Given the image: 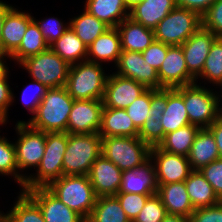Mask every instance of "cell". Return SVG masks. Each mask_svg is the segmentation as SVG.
Listing matches in <instances>:
<instances>
[{
  "mask_svg": "<svg viewBox=\"0 0 222 222\" xmlns=\"http://www.w3.org/2000/svg\"><path fill=\"white\" fill-rule=\"evenodd\" d=\"M176 6L195 11L201 16L214 4L217 0H175Z\"/></svg>",
  "mask_w": 222,
  "mask_h": 222,
  "instance_id": "cell-49",
  "label": "cell"
},
{
  "mask_svg": "<svg viewBox=\"0 0 222 222\" xmlns=\"http://www.w3.org/2000/svg\"><path fill=\"white\" fill-rule=\"evenodd\" d=\"M7 55L1 54L0 53V78L9 70L5 65L6 61H4V58H6Z\"/></svg>",
  "mask_w": 222,
  "mask_h": 222,
  "instance_id": "cell-53",
  "label": "cell"
},
{
  "mask_svg": "<svg viewBox=\"0 0 222 222\" xmlns=\"http://www.w3.org/2000/svg\"><path fill=\"white\" fill-rule=\"evenodd\" d=\"M103 107L102 100H74L68 119L67 133H99Z\"/></svg>",
  "mask_w": 222,
  "mask_h": 222,
  "instance_id": "cell-12",
  "label": "cell"
},
{
  "mask_svg": "<svg viewBox=\"0 0 222 222\" xmlns=\"http://www.w3.org/2000/svg\"><path fill=\"white\" fill-rule=\"evenodd\" d=\"M218 86H221L222 87V81L218 84ZM222 94V93H221Z\"/></svg>",
  "mask_w": 222,
  "mask_h": 222,
  "instance_id": "cell-55",
  "label": "cell"
},
{
  "mask_svg": "<svg viewBox=\"0 0 222 222\" xmlns=\"http://www.w3.org/2000/svg\"><path fill=\"white\" fill-rule=\"evenodd\" d=\"M200 128L188 124L165 135L158 147L168 153L188 157L195 136Z\"/></svg>",
  "mask_w": 222,
  "mask_h": 222,
  "instance_id": "cell-31",
  "label": "cell"
},
{
  "mask_svg": "<svg viewBox=\"0 0 222 222\" xmlns=\"http://www.w3.org/2000/svg\"><path fill=\"white\" fill-rule=\"evenodd\" d=\"M67 132L46 133V144L43 158L35 174L29 175L22 190L36 187H47L52 181L63 176V157L67 148Z\"/></svg>",
  "mask_w": 222,
  "mask_h": 222,
  "instance_id": "cell-3",
  "label": "cell"
},
{
  "mask_svg": "<svg viewBox=\"0 0 222 222\" xmlns=\"http://www.w3.org/2000/svg\"><path fill=\"white\" fill-rule=\"evenodd\" d=\"M198 77L216 86L222 81V38H217L211 45L204 68Z\"/></svg>",
  "mask_w": 222,
  "mask_h": 222,
  "instance_id": "cell-39",
  "label": "cell"
},
{
  "mask_svg": "<svg viewBox=\"0 0 222 222\" xmlns=\"http://www.w3.org/2000/svg\"><path fill=\"white\" fill-rule=\"evenodd\" d=\"M162 222H191V221L190 218L188 217L167 214L162 220Z\"/></svg>",
  "mask_w": 222,
  "mask_h": 222,
  "instance_id": "cell-52",
  "label": "cell"
},
{
  "mask_svg": "<svg viewBox=\"0 0 222 222\" xmlns=\"http://www.w3.org/2000/svg\"><path fill=\"white\" fill-rule=\"evenodd\" d=\"M84 6V10L109 27H117L130 14L123 0H86Z\"/></svg>",
  "mask_w": 222,
  "mask_h": 222,
  "instance_id": "cell-28",
  "label": "cell"
},
{
  "mask_svg": "<svg viewBox=\"0 0 222 222\" xmlns=\"http://www.w3.org/2000/svg\"><path fill=\"white\" fill-rule=\"evenodd\" d=\"M217 38L211 31L201 27L181 45L188 72L196 79L195 83L204 68L211 45Z\"/></svg>",
  "mask_w": 222,
  "mask_h": 222,
  "instance_id": "cell-18",
  "label": "cell"
},
{
  "mask_svg": "<svg viewBox=\"0 0 222 222\" xmlns=\"http://www.w3.org/2000/svg\"><path fill=\"white\" fill-rule=\"evenodd\" d=\"M127 8L130 10L137 3H140L142 0H123Z\"/></svg>",
  "mask_w": 222,
  "mask_h": 222,
  "instance_id": "cell-54",
  "label": "cell"
},
{
  "mask_svg": "<svg viewBox=\"0 0 222 222\" xmlns=\"http://www.w3.org/2000/svg\"><path fill=\"white\" fill-rule=\"evenodd\" d=\"M31 83L27 85V87H25V89L21 94L22 96L21 98L24 106H26L29 112L32 113V115H34L36 113L37 107L39 106L42 98L46 94L48 88L45 85L35 80H33ZM29 94L32 95L30 96Z\"/></svg>",
  "mask_w": 222,
  "mask_h": 222,
  "instance_id": "cell-44",
  "label": "cell"
},
{
  "mask_svg": "<svg viewBox=\"0 0 222 222\" xmlns=\"http://www.w3.org/2000/svg\"><path fill=\"white\" fill-rule=\"evenodd\" d=\"M222 201V158L212 161L199 170Z\"/></svg>",
  "mask_w": 222,
  "mask_h": 222,
  "instance_id": "cell-45",
  "label": "cell"
},
{
  "mask_svg": "<svg viewBox=\"0 0 222 222\" xmlns=\"http://www.w3.org/2000/svg\"><path fill=\"white\" fill-rule=\"evenodd\" d=\"M14 143L0 136V175H11L23 188L28 175L18 173Z\"/></svg>",
  "mask_w": 222,
  "mask_h": 222,
  "instance_id": "cell-38",
  "label": "cell"
},
{
  "mask_svg": "<svg viewBox=\"0 0 222 222\" xmlns=\"http://www.w3.org/2000/svg\"><path fill=\"white\" fill-rule=\"evenodd\" d=\"M117 29L123 51L143 52L155 40L153 29L144 27L129 17L124 19Z\"/></svg>",
  "mask_w": 222,
  "mask_h": 222,
  "instance_id": "cell-26",
  "label": "cell"
},
{
  "mask_svg": "<svg viewBox=\"0 0 222 222\" xmlns=\"http://www.w3.org/2000/svg\"><path fill=\"white\" fill-rule=\"evenodd\" d=\"M22 191L39 206L45 222H86L76 211L64 205L47 187Z\"/></svg>",
  "mask_w": 222,
  "mask_h": 222,
  "instance_id": "cell-16",
  "label": "cell"
},
{
  "mask_svg": "<svg viewBox=\"0 0 222 222\" xmlns=\"http://www.w3.org/2000/svg\"><path fill=\"white\" fill-rule=\"evenodd\" d=\"M17 197L10 211L0 214L3 222H45L41 209L25 192Z\"/></svg>",
  "mask_w": 222,
  "mask_h": 222,
  "instance_id": "cell-32",
  "label": "cell"
},
{
  "mask_svg": "<svg viewBox=\"0 0 222 222\" xmlns=\"http://www.w3.org/2000/svg\"><path fill=\"white\" fill-rule=\"evenodd\" d=\"M13 8L12 5H9L3 1H0V53L2 54V28L3 23L6 17V14Z\"/></svg>",
  "mask_w": 222,
  "mask_h": 222,
  "instance_id": "cell-51",
  "label": "cell"
},
{
  "mask_svg": "<svg viewBox=\"0 0 222 222\" xmlns=\"http://www.w3.org/2000/svg\"><path fill=\"white\" fill-rule=\"evenodd\" d=\"M170 46L171 45L154 40V42L142 52V56L148 64L158 71Z\"/></svg>",
  "mask_w": 222,
  "mask_h": 222,
  "instance_id": "cell-46",
  "label": "cell"
},
{
  "mask_svg": "<svg viewBox=\"0 0 222 222\" xmlns=\"http://www.w3.org/2000/svg\"><path fill=\"white\" fill-rule=\"evenodd\" d=\"M121 52L119 31L117 27H110L87 47L86 60L99 64L112 61L116 66Z\"/></svg>",
  "mask_w": 222,
  "mask_h": 222,
  "instance_id": "cell-22",
  "label": "cell"
},
{
  "mask_svg": "<svg viewBox=\"0 0 222 222\" xmlns=\"http://www.w3.org/2000/svg\"><path fill=\"white\" fill-rule=\"evenodd\" d=\"M102 64L83 61L72 64L65 88L74 100H102L108 75Z\"/></svg>",
  "mask_w": 222,
  "mask_h": 222,
  "instance_id": "cell-4",
  "label": "cell"
},
{
  "mask_svg": "<svg viewBox=\"0 0 222 222\" xmlns=\"http://www.w3.org/2000/svg\"><path fill=\"white\" fill-rule=\"evenodd\" d=\"M157 192L155 166L150 158L141 166L122 171V181L118 193L154 195Z\"/></svg>",
  "mask_w": 222,
  "mask_h": 222,
  "instance_id": "cell-20",
  "label": "cell"
},
{
  "mask_svg": "<svg viewBox=\"0 0 222 222\" xmlns=\"http://www.w3.org/2000/svg\"><path fill=\"white\" fill-rule=\"evenodd\" d=\"M184 182L194 209L214 206L221 202L210 183L199 170H192Z\"/></svg>",
  "mask_w": 222,
  "mask_h": 222,
  "instance_id": "cell-29",
  "label": "cell"
},
{
  "mask_svg": "<svg viewBox=\"0 0 222 222\" xmlns=\"http://www.w3.org/2000/svg\"><path fill=\"white\" fill-rule=\"evenodd\" d=\"M47 188L67 207L87 220L95 206L97 196L88 175H63Z\"/></svg>",
  "mask_w": 222,
  "mask_h": 222,
  "instance_id": "cell-2",
  "label": "cell"
},
{
  "mask_svg": "<svg viewBox=\"0 0 222 222\" xmlns=\"http://www.w3.org/2000/svg\"><path fill=\"white\" fill-rule=\"evenodd\" d=\"M19 65L27 70L33 80L47 88L65 87L71 66L50 48L22 60Z\"/></svg>",
  "mask_w": 222,
  "mask_h": 222,
  "instance_id": "cell-9",
  "label": "cell"
},
{
  "mask_svg": "<svg viewBox=\"0 0 222 222\" xmlns=\"http://www.w3.org/2000/svg\"><path fill=\"white\" fill-rule=\"evenodd\" d=\"M33 20L38 25L43 37L46 40V43L50 46L53 42L58 40L64 32L69 27V24L67 25L64 22H61L58 18H50L49 19H43L42 21H36V19L33 17ZM64 23V24H63Z\"/></svg>",
  "mask_w": 222,
  "mask_h": 222,
  "instance_id": "cell-42",
  "label": "cell"
},
{
  "mask_svg": "<svg viewBox=\"0 0 222 222\" xmlns=\"http://www.w3.org/2000/svg\"><path fill=\"white\" fill-rule=\"evenodd\" d=\"M167 215L166 209L158 194L151 195L141 212L133 222H162Z\"/></svg>",
  "mask_w": 222,
  "mask_h": 222,
  "instance_id": "cell-40",
  "label": "cell"
},
{
  "mask_svg": "<svg viewBox=\"0 0 222 222\" xmlns=\"http://www.w3.org/2000/svg\"><path fill=\"white\" fill-rule=\"evenodd\" d=\"M74 99L65 87L48 88L36 113L27 124L33 129L48 132H67L68 119Z\"/></svg>",
  "mask_w": 222,
  "mask_h": 222,
  "instance_id": "cell-1",
  "label": "cell"
},
{
  "mask_svg": "<svg viewBox=\"0 0 222 222\" xmlns=\"http://www.w3.org/2000/svg\"><path fill=\"white\" fill-rule=\"evenodd\" d=\"M157 194L160 196L167 214L190 218L195 210L184 181L158 185Z\"/></svg>",
  "mask_w": 222,
  "mask_h": 222,
  "instance_id": "cell-23",
  "label": "cell"
},
{
  "mask_svg": "<svg viewBox=\"0 0 222 222\" xmlns=\"http://www.w3.org/2000/svg\"><path fill=\"white\" fill-rule=\"evenodd\" d=\"M116 67V74L131 78L147 89L160 90L158 71L144 60L142 52L122 50Z\"/></svg>",
  "mask_w": 222,
  "mask_h": 222,
  "instance_id": "cell-14",
  "label": "cell"
},
{
  "mask_svg": "<svg viewBox=\"0 0 222 222\" xmlns=\"http://www.w3.org/2000/svg\"><path fill=\"white\" fill-rule=\"evenodd\" d=\"M102 137L93 134H69L63 157V175H87L101 155Z\"/></svg>",
  "mask_w": 222,
  "mask_h": 222,
  "instance_id": "cell-5",
  "label": "cell"
},
{
  "mask_svg": "<svg viewBox=\"0 0 222 222\" xmlns=\"http://www.w3.org/2000/svg\"><path fill=\"white\" fill-rule=\"evenodd\" d=\"M163 116L161 106L157 103L149 112L147 120L139 129L138 137L150 147L158 146L164 139L165 132L161 125V118Z\"/></svg>",
  "mask_w": 222,
  "mask_h": 222,
  "instance_id": "cell-37",
  "label": "cell"
},
{
  "mask_svg": "<svg viewBox=\"0 0 222 222\" xmlns=\"http://www.w3.org/2000/svg\"><path fill=\"white\" fill-rule=\"evenodd\" d=\"M15 127L19 135L14 143L18 170L37 168L45 152L46 133L33 129L25 121H18Z\"/></svg>",
  "mask_w": 222,
  "mask_h": 222,
  "instance_id": "cell-10",
  "label": "cell"
},
{
  "mask_svg": "<svg viewBox=\"0 0 222 222\" xmlns=\"http://www.w3.org/2000/svg\"><path fill=\"white\" fill-rule=\"evenodd\" d=\"M146 90L143 84L112 73L106 81L103 105L107 108L125 109Z\"/></svg>",
  "mask_w": 222,
  "mask_h": 222,
  "instance_id": "cell-15",
  "label": "cell"
},
{
  "mask_svg": "<svg viewBox=\"0 0 222 222\" xmlns=\"http://www.w3.org/2000/svg\"><path fill=\"white\" fill-rule=\"evenodd\" d=\"M208 129L212 132L217 145L219 157L222 158V112L218 119Z\"/></svg>",
  "mask_w": 222,
  "mask_h": 222,
  "instance_id": "cell-50",
  "label": "cell"
},
{
  "mask_svg": "<svg viewBox=\"0 0 222 222\" xmlns=\"http://www.w3.org/2000/svg\"><path fill=\"white\" fill-rule=\"evenodd\" d=\"M9 70L0 78V125L6 123L8 119V107L14 102V94L8 83Z\"/></svg>",
  "mask_w": 222,
  "mask_h": 222,
  "instance_id": "cell-47",
  "label": "cell"
},
{
  "mask_svg": "<svg viewBox=\"0 0 222 222\" xmlns=\"http://www.w3.org/2000/svg\"><path fill=\"white\" fill-rule=\"evenodd\" d=\"M49 48L70 65L86 61L87 58V46L70 27Z\"/></svg>",
  "mask_w": 222,
  "mask_h": 222,
  "instance_id": "cell-30",
  "label": "cell"
},
{
  "mask_svg": "<svg viewBox=\"0 0 222 222\" xmlns=\"http://www.w3.org/2000/svg\"><path fill=\"white\" fill-rule=\"evenodd\" d=\"M151 147L139 137H102L101 154L121 171L141 166L150 158Z\"/></svg>",
  "mask_w": 222,
  "mask_h": 222,
  "instance_id": "cell-7",
  "label": "cell"
},
{
  "mask_svg": "<svg viewBox=\"0 0 222 222\" xmlns=\"http://www.w3.org/2000/svg\"><path fill=\"white\" fill-rule=\"evenodd\" d=\"M202 27V16L192 10L175 7L153 29L155 40L168 45H182Z\"/></svg>",
  "mask_w": 222,
  "mask_h": 222,
  "instance_id": "cell-8",
  "label": "cell"
},
{
  "mask_svg": "<svg viewBox=\"0 0 222 222\" xmlns=\"http://www.w3.org/2000/svg\"><path fill=\"white\" fill-rule=\"evenodd\" d=\"M215 138L208 128H202L195 136L188 155L192 170H200L203 166L219 159Z\"/></svg>",
  "mask_w": 222,
  "mask_h": 222,
  "instance_id": "cell-27",
  "label": "cell"
},
{
  "mask_svg": "<svg viewBox=\"0 0 222 222\" xmlns=\"http://www.w3.org/2000/svg\"><path fill=\"white\" fill-rule=\"evenodd\" d=\"M197 83L183 86L184 105L189 122L200 129L210 127L222 112L221 95Z\"/></svg>",
  "mask_w": 222,
  "mask_h": 222,
  "instance_id": "cell-6",
  "label": "cell"
},
{
  "mask_svg": "<svg viewBox=\"0 0 222 222\" xmlns=\"http://www.w3.org/2000/svg\"><path fill=\"white\" fill-rule=\"evenodd\" d=\"M67 24H69V27L87 47L110 28L103 21L90 14L87 10L81 15L72 18Z\"/></svg>",
  "mask_w": 222,
  "mask_h": 222,
  "instance_id": "cell-33",
  "label": "cell"
},
{
  "mask_svg": "<svg viewBox=\"0 0 222 222\" xmlns=\"http://www.w3.org/2000/svg\"><path fill=\"white\" fill-rule=\"evenodd\" d=\"M86 222H131L115 195L97 197Z\"/></svg>",
  "mask_w": 222,
  "mask_h": 222,
  "instance_id": "cell-34",
  "label": "cell"
},
{
  "mask_svg": "<svg viewBox=\"0 0 222 222\" xmlns=\"http://www.w3.org/2000/svg\"><path fill=\"white\" fill-rule=\"evenodd\" d=\"M32 20L31 14L18 11L14 7L6 14L2 28V54L10 57L19 48Z\"/></svg>",
  "mask_w": 222,
  "mask_h": 222,
  "instance_id": "cell-21",
  "label": "cell"
},
{
  "mask_svg": "<svg viewBox=\"0 0 222 222\" xmlns=\"http://www.w3.org/2000/svg\"><path fill=\"white\" fill-rule=\"evenodd\" d=\"M175 7V0H142L130 9L129 18L154 29Z\"/></svg>",
  "mask_w": 222,
  "mask_h": 222,
  "instance_id": "cell-24",
  "label": "cell"
},
{
  "mask_svg": "<svg viewBox=\"0 0 222 222\" xmlns=\"http://www.w3.org/2000/svg\"><path fill=\"white\" fill-rule=\"evenodd\" d=\"M150 159L155 166L158 185L185 181L192 171L188 157L168 153L158 146L151 147Z\"/></svg>",
  "mask_w": 222,
  "mask_h": 222,
  "instance_id": "cell-11",
  "label": "cell"
},
{
  "mask_svg": "<svg viewBox=\"0 0 222 222\" xmlns=\"http://www.w3.org/2000/svg\"><path fill=\"white\" fill-rule=\"evenodd\" d=\"M115 196L120 202L121 208L124 210L129 220L133 222L151 195L117 193Z\"/></svg>",
  "mask_w": 222,
  "mask_h": 222,
  "instance_id": "cell-41",
  "label": "cell"
},
{
  "mask_svg": "<svg viewBox=\"0 0 222 222\" xmlns=\"http://www.w3.org/2000/svg\"><path fill=\"white\" fill-rule=\"evenodd\" d=\"M191 222H222V201L214 206L200 207L193 211Z\"/></svg>",
  "mask_w": 222,
  "mask_h": 222,
  "instance_id": "cell-48",
  "label": "cell"
},
{
  "mask_svg": "<svg viewBox=\"0 0 222 222\" xmlns=\"http://www.w3.org/2000/svg\"><path fill=\"white\" fill-rule=\"evenodd\" d=\"M158 103L163 113L161 125L165 135L190 124L184 105L183 86L159 90Z\"/></svg>",
  "mask_w": 222,
  "mask_h": 222,
  "instance_id": "cell-17",
  "label": "cell"
},
{
  "mask_svg": "<svg viewBox=\"0 0 222 222\" xmlns=\"http://www.w3.org/2000/svg\"><path fill=\"white\" fill-rule=\"evenodd\" d=\"M97 197L116 195L122 181V171L102 154L87 174Z\"/></svg>",
  "mask_w": 222,
  "mask_h": 222,
  "instance_id": "cell-19",
  "label": "cell"
},
{
  "mask_svg": "<svg viewBox=\"0 0 222 222\" xmlns=\"http://www.w3.org/2000/svg\"><path fill=\"white\" fill-rule=\"evenodd\" d=\"M202 27L222 38V0H217L202 15Z\"/></svg>",
  "mask_w": 222,
  "mask_h": 222,
  "instance_id": "cell-43",
  "label": "cell"
},
{
  "mask_svg": "<svg viewBox=\"0 0 222 222\" xmlns=\"http://www.w3.org/2000/svg\"><path fill=\"white\" fill-rule=\"evenodd\" d=\"M138 133L139 130L125 109L103 107L101 127L98 133L101 137H138Z\"/></svg>",
  "mask_w": 222,
  "mask_h": 222,
  "instance_id": "cell-25",
  "label": "cell"
},
{
  "mask_svg": "<svg viewBox=\"0 0 222 222\" xmlns=\"http://www.w3.org/2000/svg\"><path fill=\"white\" fill-rule=\"evenodd\" d=\"M49 48L38 25L32 20L25 31L19 48L9 57L20 63L22 60L37 55Z\"/></svg>",
  "mask_w": 222,
  "mask_h": 222,
  "instance_id": "cell-35",
  "label": "cell"
},
{
  "mask_svg": "<svg viewBox=\"0 0 222 222\" xmlns=\"http://www.w3.org/2000/svg\"><path fill=\"white\" fill-rule=\"evenodd\" d=\"M159 90L147 89L137 99H135L127 108V114L132 119L133 124L139 130L147 120L149 112L158 103Z\"/></svg>",
  "mask_w": 222,
  "mask_h": 222,
  "instance_id": "cell-36",
  "label": "cell"
},
{
  "mask_svg": "<svg viewBox=\"0 0 222 222\" xmlns=\"http://www.w3.org/2000/svg\"><path fill=\"white\" fill-rule=\"evenodd\" d=\"M161 89H174L196 82L188 72L181 45L168 48L166 57L158 70Z\"/></svg>",
  "mask_w": 222,
  "mask_h": 222,
  "instance_id": "cell-13",
  "label": "cell"
}]
</instances>
